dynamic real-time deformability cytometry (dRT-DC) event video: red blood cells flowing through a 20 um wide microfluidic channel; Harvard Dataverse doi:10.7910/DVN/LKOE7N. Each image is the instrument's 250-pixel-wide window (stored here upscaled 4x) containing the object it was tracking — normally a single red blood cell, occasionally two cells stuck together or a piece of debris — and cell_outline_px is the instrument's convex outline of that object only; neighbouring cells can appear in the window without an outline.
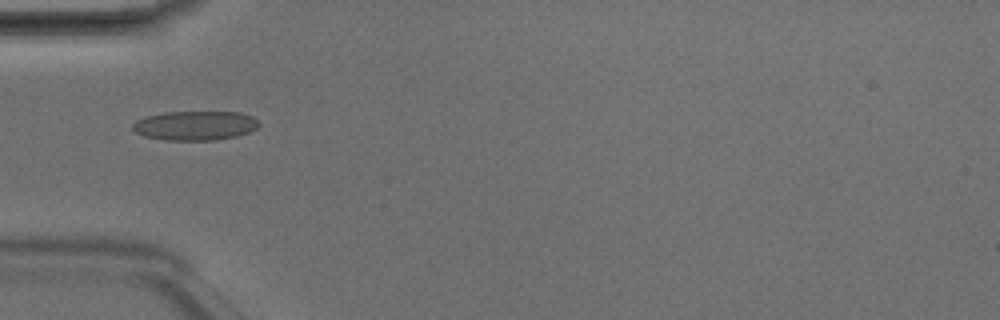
{"species": "Egyptian fruit bat (a non-hibernating species)", "species_latin": "Rousettus aegyptiacus", "temperature_condition": "room temperature", "stored_images_in_passage": 2, "camera_frame_rate_fps": 3000, "um_per_image_px": 0.085, "animal": {"sex": "male"}, "frame": {"image": 1, "passage_image": 1, "time_ms": 0.0, "image_size_px": [1000, 320], "cell_outline_px": [[260, 124], [256, 128], [248, 132], [236, 136], [216, 140], [164, 140], [144, 136], [136, 132], [132, 128], [132, 124], [136, 120], [144, 116], [164, 112], [240, 112], [252, 116]], "centroid_in_image_um": [16.55, 10.67], "position_along_channel_um": 68.4, "area_um2": 21.62}}